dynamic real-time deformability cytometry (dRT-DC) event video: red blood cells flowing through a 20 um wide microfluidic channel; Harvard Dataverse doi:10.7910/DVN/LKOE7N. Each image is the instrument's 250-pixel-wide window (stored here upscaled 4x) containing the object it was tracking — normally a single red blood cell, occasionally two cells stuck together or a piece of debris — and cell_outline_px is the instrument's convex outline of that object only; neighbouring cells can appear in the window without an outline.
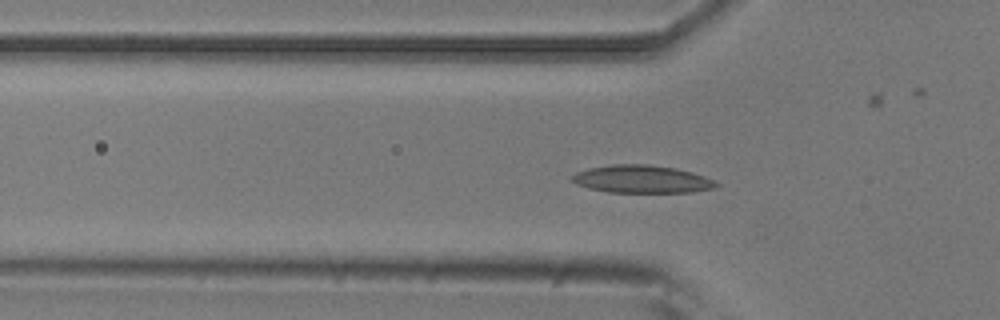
{"species": "common noctule bat (a hibernating species)", "species_latin": "Nyctalus noctula", "temperature_condition": "room temperature", "stored_images_in_passage": 56, "camera_frame_rate_fps": 3000, "um_per_image_px": 0.085, "animal": {"sex": "male", "body_mass_g": 20.5, "forearm_length_mm": 52.5}, "frame": {"image": 1, "passage_image": 18, "time_ms": 5.667, "image_size_px": [1000, 320], "cell_outline_px": [[720, 184], [716, 188], [692, 192], [608, 192], [588, 188], [576, 184], [568, 176], [576, 172], [588, 168], [612, 164], [648, 164], [676, 168], [692, 172], [704, 176]], "centroid_in_image_um": [54.53, 15.22], "position_along_channel_um": 71.3, "area_um2": 23.47}}
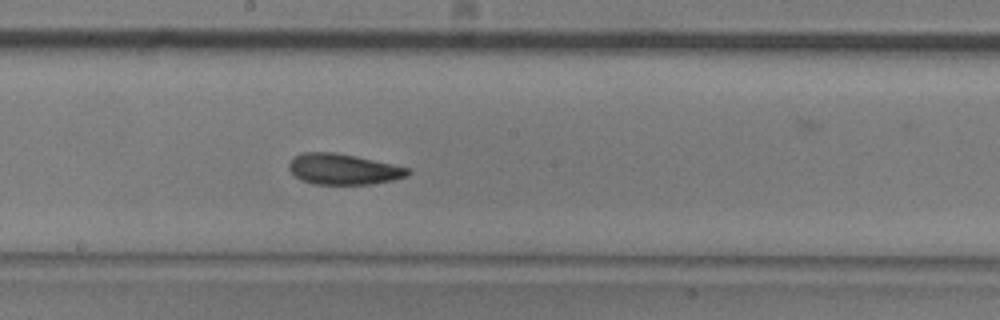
{"frame": {"image": 2, "passage_image": 30, "time_ms": 9.667, "image_size_px": [1000, 320], "cell_outline_px": [[412, 172], [408, 176], [392, 180], [368, 184], [312, 184], [300, 180], [288, 168], [288, 164], [296, 156], [304, 152], [336, 152], [356, 156], [392, 164], [408, 168]], "centroid_in_image_um": [29.18, 14.38], "position_along_channel_um": 219.0, "area_um2": 21.21}}
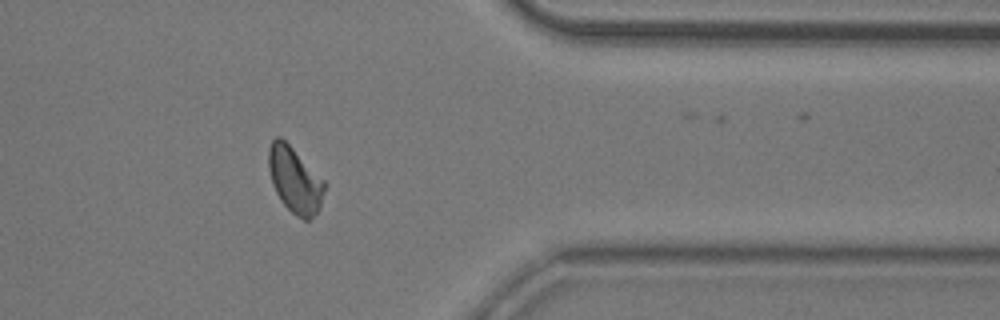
{"frame": {"image": 3, "passage_image": 45, "time_ms": 14.667, "image_size_px": [1000, 320], "cell_outline_px": [[324, 192], [320, 208], [308, 220], [304, 220], [296, 216], [280, 200], [272, 184], [268, 168], [268, 148], [272, 140], [276, 136], [280, 136], [324, 180]], "centroid_in_image_um": [25.03, 15.29], "position_along_channel_um": 386.4, "area_um2": 21.21}, "authors_computed_cell_mechanics": {"area_um2": 21.3282, "velocity_mm_per_s": 3.6672, "shape_relaxation_time_tau1_ms": 5.0061, "shape_relaxation_time_tau2_ms": 3.7951, "deformation_change_tau1": 0.1309, "deformation_change_tau2": 0.0673}}